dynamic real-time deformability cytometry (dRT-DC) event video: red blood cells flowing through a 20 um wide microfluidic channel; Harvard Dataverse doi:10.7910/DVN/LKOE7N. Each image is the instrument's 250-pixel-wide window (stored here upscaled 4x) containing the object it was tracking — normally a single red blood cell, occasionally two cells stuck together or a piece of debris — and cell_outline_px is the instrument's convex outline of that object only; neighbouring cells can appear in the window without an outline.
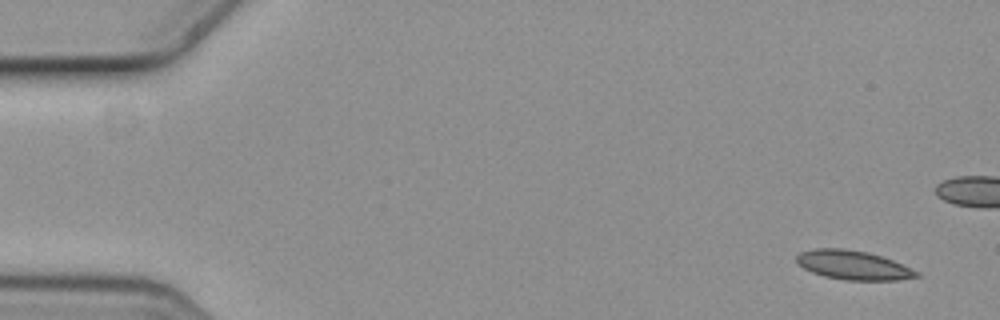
{"species": "common noctule bat (a hibernating species)", "species_latin": "Nyctalus noctula", "temperature_condition": "cold", "stored_images_in_passage": 6, "camera_frame_rate_fps": 3000, "um_per_image_px": 0.085, "animal": {"sex": "female", "body_mass_g": 19.3, "forearm_length_mm": 54.1}, "frame": {"image": 1, "passage_image": 1, "time_ms": 0.0, "image_size_px": [1000, 320], "cell_outline_px": [[920, 276], [900, 280], [844, 280], [824, 276], [812, 272], [796, 264], [796, 256], [800, 252], [812, 248], [844, 248], [868, 252], [892, 260], [920, 272]], "centroid_in_image_um": [72.49, 22.53], "position_along_channel_um": 12.5, "area_um2": 20.46}}